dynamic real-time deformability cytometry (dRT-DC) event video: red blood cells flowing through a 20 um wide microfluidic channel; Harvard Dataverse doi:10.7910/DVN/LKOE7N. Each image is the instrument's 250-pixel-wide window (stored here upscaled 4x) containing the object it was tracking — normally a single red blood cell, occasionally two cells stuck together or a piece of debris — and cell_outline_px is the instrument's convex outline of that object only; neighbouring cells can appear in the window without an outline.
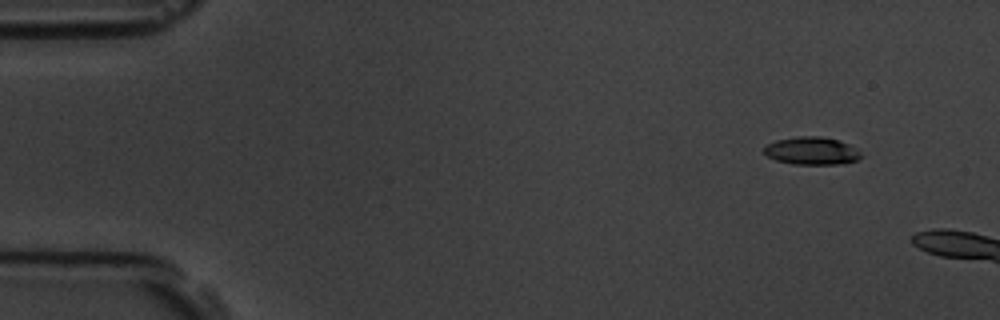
{"species": "common noctule bat (a hibernating species)", "species_latin": "Nyctalus noctula", "temperature_condition": "room temperature", "stored_images_in_passage": 4, "camera_frame_rate_fps": 3000, "um_per_image_px": 0.085, "animal": {"sex": "male", "body_mass_g": 19.5, "forearm_length_mm": 54.6}, "frame": {"image": 1, "passage_image": 1, "time_ms": 0.0, "image_size_px": [1000, 320], "cell_outline_px": [[864, 156], [860, 160], [844, 164], [792, 164], [776, 160], [768, 156], [764, 152], [764, 148], [768, 144], [776, 140], [796, 136], [820, 136], [836, 140], [848, 144], [856, 148]], "centroid_in_image_um": [69.04, 12.83], "position_along_channel_um": 16.0, "area_um2": 15.78}}